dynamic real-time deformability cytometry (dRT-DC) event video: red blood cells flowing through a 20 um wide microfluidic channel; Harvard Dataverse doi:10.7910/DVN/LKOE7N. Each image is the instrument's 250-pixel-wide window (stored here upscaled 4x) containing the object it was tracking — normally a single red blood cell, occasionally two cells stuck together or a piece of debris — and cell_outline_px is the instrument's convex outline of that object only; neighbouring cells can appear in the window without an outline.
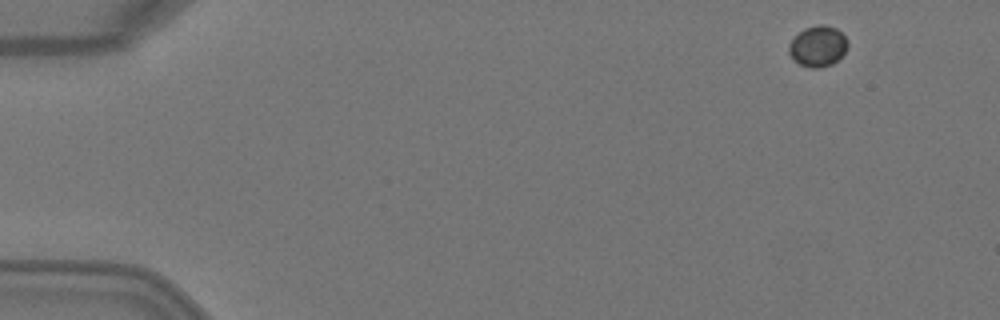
{"species": "Egyptian fruit bat (a non-hibernating species)", "species_latin": "Rousettus aegyptiacus", "temperature_condition": "warm", "stored_images_in_passage": 4, "camera_frame_rate_fps": 3000, "um_per_image_px": 0.085, "animal": {"sex": "female"}, "frame": {"image": 1, "passage_image": 1, "time_ms": 0.0, "image_size_px": [1000, 320], "cell_outline_px": [[848, 48], [832, 64], [820, 68], [812, 68], [800, 64], [792, 60], [788, 52], [788, 44], [804, 28], [820, 24], [824, 24], [836, 28], [848, 40]], "centroid_in_image_um": [69.51, 3.93], "position_along_channel_um": 15.5, "area_um2": 13.99}}